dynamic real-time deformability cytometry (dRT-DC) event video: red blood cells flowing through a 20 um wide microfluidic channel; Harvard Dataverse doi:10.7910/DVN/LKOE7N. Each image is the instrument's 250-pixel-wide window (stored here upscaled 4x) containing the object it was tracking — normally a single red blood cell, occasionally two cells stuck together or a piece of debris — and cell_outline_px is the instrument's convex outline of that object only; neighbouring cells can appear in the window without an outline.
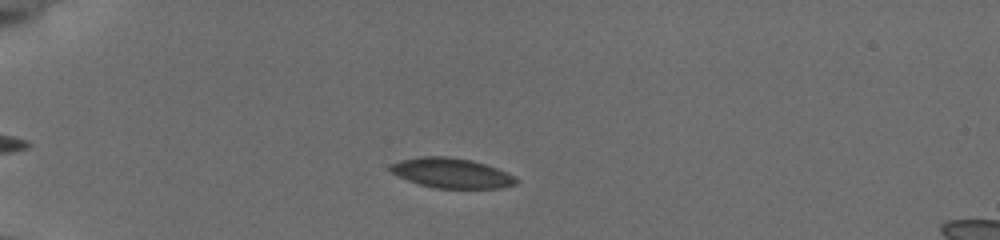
{"species": "common noctule bat (a hibernating species)", "species_latin": "Nyctalus noctula", "temperature_condition": "cold", "stored_images_in_passage": 45, "camera_frame_rate_fps": 3000, "um_per_image_px": 0.085, "animal": {"sex": "female", "body_mass_g": 19.5, "forearm_length_mm": 54.1}, "frame": {"image": 1, "passage_image": 11, "time_ms": 3.333, "image_size_px": [1000, 240], "cell_outline_px": [[520, 180], [516, 184], [500, 188], [436, 188], [420, 184], [408, 180], [392, 172], [388, 168], [388, 164], [400, 160], [424, 156], [448, 156], [472, 160], [496, 168]], "centroid_in_image_um": [38.36, 14.7], "position_along_channel_um": 46.6, "area_um2": 21.73}}
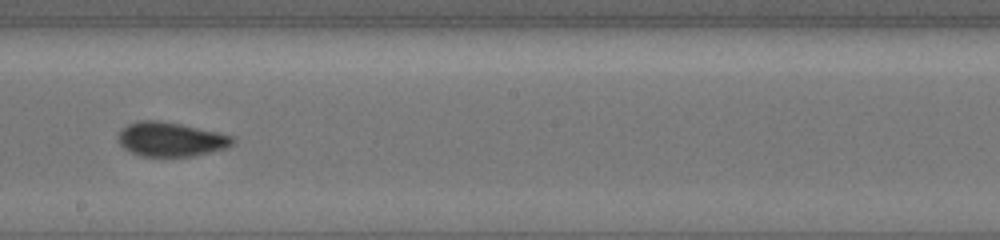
{"frame": {"image": 2, "passage_image": 29, "time_ms": 9.333, "image_size_px": [1000, 240], "cell_outline_px": [[236, 140], [232, 144], [224, 148], [192, 156], [140, 156], [124, 148], [120, 144], [120, 132], [128, 124], [140, 120], [160, 120], [180, 124], [216, 132], [232, 136]], "centroid_in_image_um": [14.51, 11.84], "position_along_channel_um": 233.7, "area_um2": 22.37}}
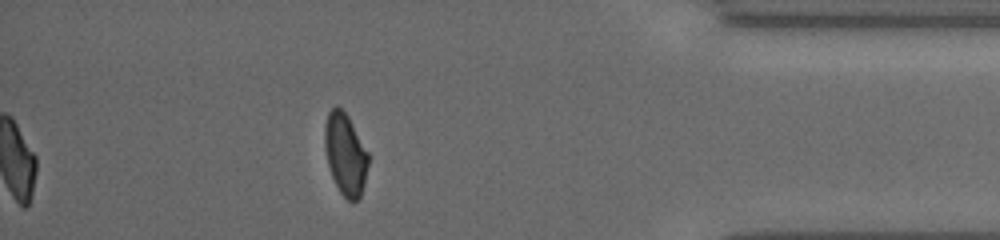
{"frame": {"image": 3, "passage_image": 45, "time_ms": 14.667, "image_size_px": [1000, 240], "cell_outline_px": [[368, 164], [364, 184], [360, 196], [356, 200], [348, 200], [340, 192], [332, 176], [328, 164], [324, 148], [324, 124], [328, 112], [336, 104], [348, 116], [368, 152]], "centroid_in_image_um": [29.33, 13.07], "position_along_channel_um": 405.9, "area_um2": 20.63}, "authors_computed_cell_mechanics": {"area_um2": 22.0796, "velocity_mm_per_s": 3.7805, "shape_relaxation_time_tau1_ms": 3.2197, "shape_relaxation_time_tau2_ms": 1.2234, "deformation_change_tau1": 0.1047, "deformation_change_tau2": 0.0535}}